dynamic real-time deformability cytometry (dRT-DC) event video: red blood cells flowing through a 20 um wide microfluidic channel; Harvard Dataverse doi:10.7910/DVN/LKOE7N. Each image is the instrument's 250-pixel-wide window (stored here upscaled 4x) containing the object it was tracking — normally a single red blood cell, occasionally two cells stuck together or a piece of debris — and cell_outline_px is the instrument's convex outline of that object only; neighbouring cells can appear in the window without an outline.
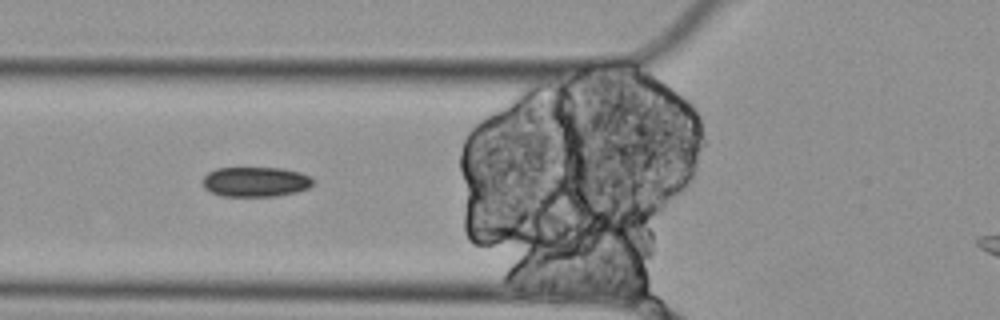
{"species": "Egyptian fruit bat (a non-hibernating species)", "species_latin": "Rousettus aegyptiacus", "temperature_condition": "cold", "stored_images_in_passage": 10, "segment_of_instrument_passage": [1, 2], "camera_frame_rate_fps": 3000, "um_per_image_px": 0.085, "animal": {"sex": "female"}, "frame": {"image": 1, "passage_image": 5, "time_ms": 1.333, "image_size_px": [1000, 320], "cell_outline_px": [[312, 184], [308, 188], [296, 192], [276, 196], [220, 196], [208, 192], [204, 188], [204, 176], [208, 172], [216, 168], [280, 168], [300, 172], [312, 176]], "centroid_in_image_um": [21.7, 15.46], "position_along_channel_um": 104.1, "area_um2": 19.31}}
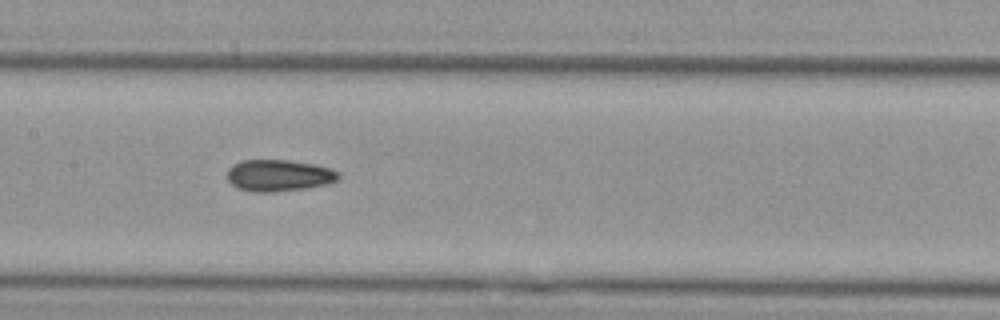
{"frame": {"image": 2, "passage_image": 7, "time_ms": 2.0, "image_size_px": [1000, 320], "cell_outline_px": [[340, 176], [336, 180], [328, 184], [304, 188], [272, 192], [252, 192], [236, 188], [228, 180], [228, 168], [232, 164], [240, 160], [288, 160], [316, 164], [340, 172]], "centroid_in_image_um": [23.68, 14.91], "position_along_channel_um": 183.7, "area_um2": 20.63}}
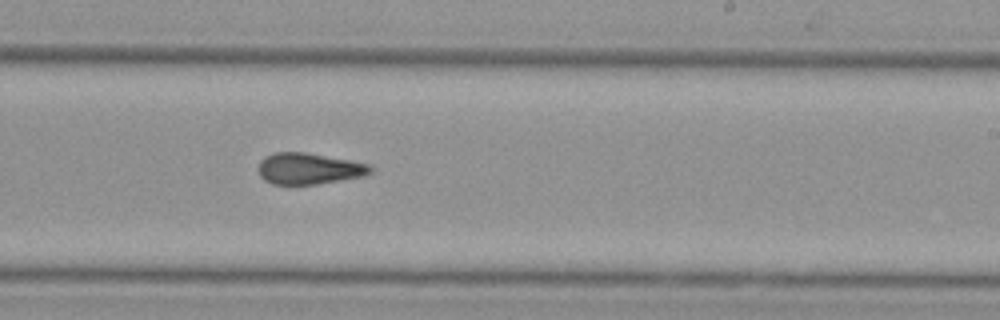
{"frame": {"image": 3, "passage_image": 9, "time_ms": 2.667, "image_size_px": [1000, 320], "cell_outline_px": [[376, 168], [372, 172], [364, 176], [316, 184], [272, 184], [264, 180], [260, 176], [260, 160], [264, 156], [276, 152], [304, 152], [348, 160], [368, 164]], "centroid_in_image_um": [26.27, 14.33], "position_along_channel_um": 262.7, "area_um2": 20.29}}